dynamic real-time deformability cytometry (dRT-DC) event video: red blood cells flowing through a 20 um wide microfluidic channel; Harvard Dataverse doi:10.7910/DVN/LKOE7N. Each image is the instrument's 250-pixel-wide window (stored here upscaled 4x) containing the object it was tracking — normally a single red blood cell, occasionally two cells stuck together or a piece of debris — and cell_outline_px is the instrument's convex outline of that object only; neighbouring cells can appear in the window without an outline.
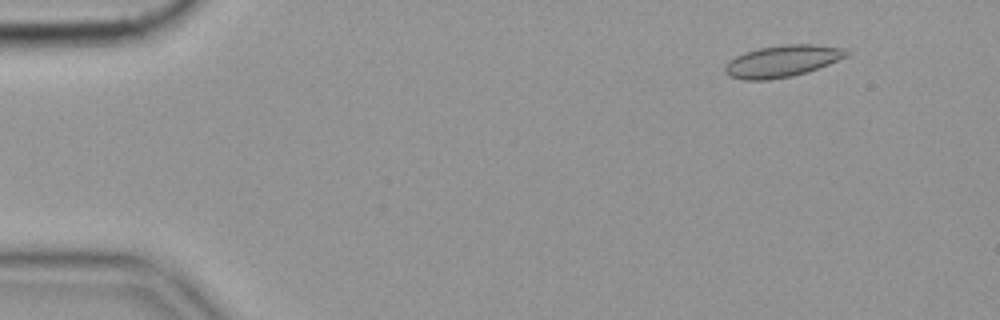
{"species": "common noctule bat (a hibernating species)", "species_latin": "Nyctalus noctula", "temperature_condition": "cold", "stored_images_in_passage": 53, "camera_frame_rate_fps": 3000, "um_per_image_px": 0.085, "animal": {"sex": "female", "body_mass_g": 19.9}, "frame": {"image": 1, "passage_image": 2, "time_ms": 0.333, "image_size_px": [1000, 320], "cell_outline_px": [[852, 52], [848, 56], [808, 72], [792, 76], [768, 80], [744, 80], [728, 76], [724, 72], [724, 68], [728, 60], [744, 52], [760, 48], [784, 44], [812, 44], [844, 48]], "centroid_in_image_um": [66.49, 5.2], "position_along_channel_um": 18.5, "area_um2": 22.66}}
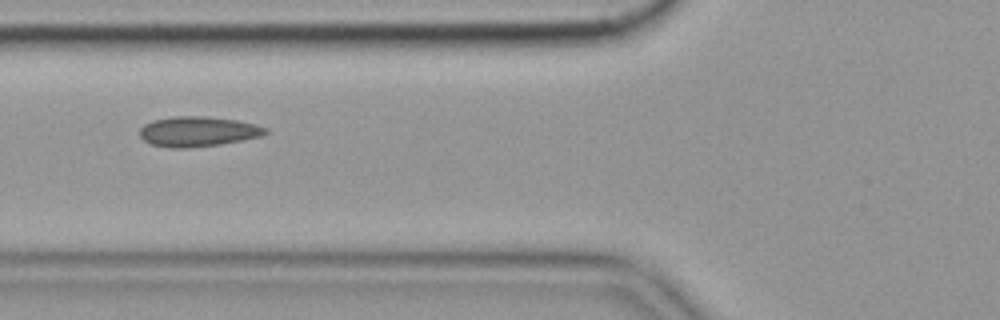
{"frame": {"image": 2, "passage_image": 18, "time_ms": 5.667, "image_size_px": [1000, 320], "cell_outline_px": [[268, 132], [260, 136], [244, 140], [220, 144], [188, 148], [168, 148], [152, 144], [144, 140], [140, 136], [140, 128], [144, 124], [152, 120], [176, 116], [204, 116], [236, 120], [256, 124], [268, 128]], "centroid_in_image_um": [16.82, 11.18], "position_along_channel_um": 109.0, "area_um2": 22.08}}
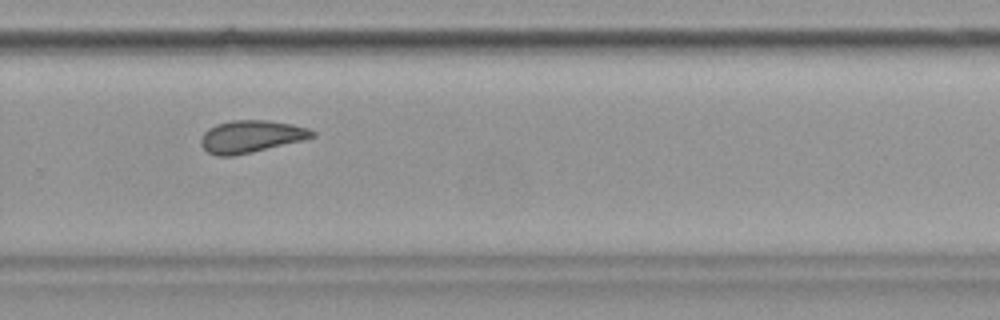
{"frame": {"image": 3, "passage_image": 35, "time_ms": 11.333, "image_size_px": [1000, 320], "cell_outline_px": [[316, 136], [304, 140], [252, 152], [232, 156], [216, 156], [208, 152], [200, 144], [200, 140], [204, 132], [208, 128], [216, 124], [232, 120], [268, 120], [292, 124], [308, 128], [316, 132]], "centroid_in_image_um": [21.34, 11.6], "position_along_channel_um": 308.5, "area_um2": 21.04}, "authors_computed_cell_mechanics": {"area_um2": 21.6172, "velocity_mm_per_s": 3.523, "shape_relaxation_time_tau1_ms": null, "shape_relaxation_time_tau2_ms": 2.0122, "deformation_change_tau1": null, "deformation_change_tau2": 0.0585}}